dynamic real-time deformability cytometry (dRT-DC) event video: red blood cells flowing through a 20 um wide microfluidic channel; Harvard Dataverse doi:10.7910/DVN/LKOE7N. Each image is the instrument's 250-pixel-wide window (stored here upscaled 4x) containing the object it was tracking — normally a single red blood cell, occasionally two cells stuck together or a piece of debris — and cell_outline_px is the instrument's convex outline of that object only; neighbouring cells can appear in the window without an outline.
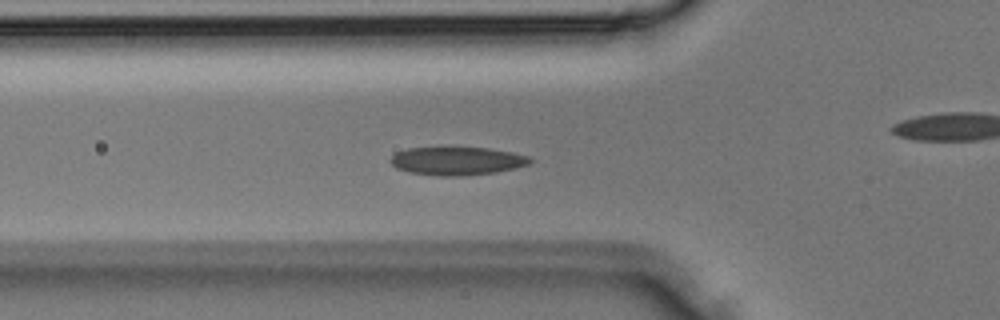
{"species": "Egyptian fruit bat (a non-hibernating species)", "species_latin": "Rousettus aegyptiacus", "temperature_condition": "room temperature", "stored_images_in_passage": 30, "camera_frame_rate_fps": 3000, "um_per_image_px": 0.085, "animal": {"sex": "male"}, "frame": {"image": 1, "passage_image": 11, "time_ms": 3.333, "image_size_px": [1000, 320], "cell_outline_px": [[536, 160], [528, 164], [516, 168], [496, 172], [464, 176], [440, 176], [408, 172], [396, 168], [388, 160], [396, 152], [408, 148], [488, 148], [512, 152], [528, 156]], "centroid_in_image_um": [38.86, 13.69], "position_along_channel_um": 86.9, "area_um2": 23.0}}
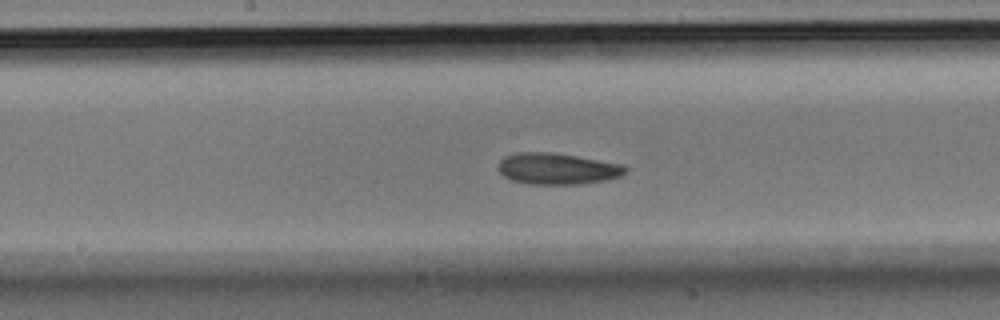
{"frame": {"image": 2, "passage_image": 17, "time_ms": 5.333, "image_size_px": [1000, 320], "cell_outline_px": [[628, 172], [620, 176], [608, 180], [580, 184], [528, 184], [512, 180], [504, 176], [496, 168], [500, 160], [504, 156], [516, 152], [556, 152], [624, 164], [628, 168]], "centroid_in_image_um": [47.39, 14.33], "position_along_channel_um": 200.8, "area_um2": 23.7}}
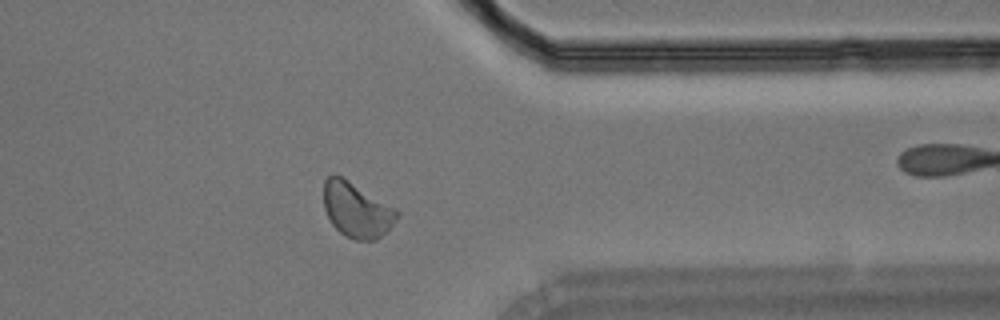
{"frame": {"image": 3, "passage_image": 27, "time_ms": 8.667, "image_size_px": [1000, 320], "cell_outline_px": [[400, 216], [376, 240], [356, 240], [344, 236], [332, 224], [324, 208], [324, 180], [332, 172], [348, 180], [396, 208], [400, 212]], "centroid_in_image_um": [30.31, 17.83], "position_along_channel_um": 381.1, "area_um2": 23.41}}